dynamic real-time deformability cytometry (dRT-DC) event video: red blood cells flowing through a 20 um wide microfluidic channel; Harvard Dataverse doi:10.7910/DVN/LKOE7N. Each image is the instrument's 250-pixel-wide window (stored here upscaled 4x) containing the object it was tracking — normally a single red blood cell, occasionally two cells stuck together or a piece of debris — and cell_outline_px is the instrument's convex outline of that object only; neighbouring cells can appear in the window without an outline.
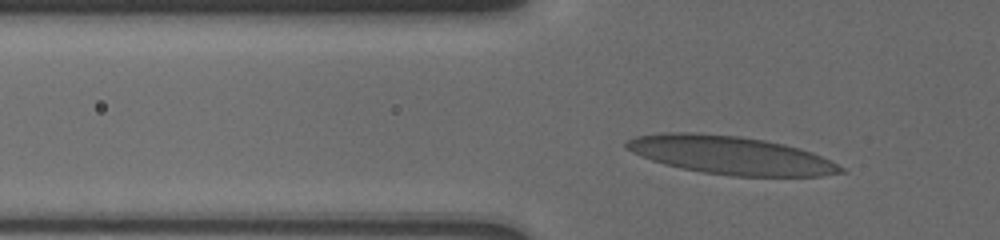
{"species": "human", "species_latin": "Homo sapiens", "temperature_condition": "cold", "stored_images_in_passage": 42, "camera_frame_rate_fps": 3000, "um_per_image_px": 0.085, "donor": {"sex": "male"}, "frame": {"image": 1, "passage_image": 23, "time_ms": 4.0, "image_size_px": [1000, 240], "cell_outline_px": [[848, 172], [820, 176], [732, 176], [704, 172], [680, 168], [664, 164], [640, 156], [632, 152], [624, 144], [628, 140], [636, 136], [664, 132], [692, 132], [740, 136], [764, 140], [784, 144], [800, 148], [812, 152], [844, 168]], "centroid_in_image_um": [62.09, 13.19], "position_along_channel_um": 63.7, "area_um2": 47.57}}
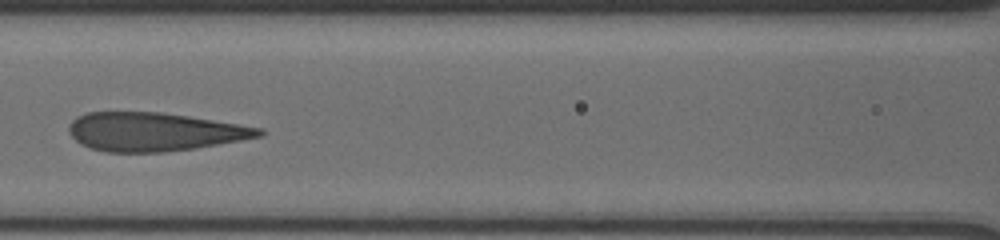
{"frame": {"image": 2, "passage_image": 33, "time_ms": 6.667, "image_size_px": [1000, 240], "cell_outline_px": [[264, 132], [260, 136], [240, 140], [196, 148], [164, 152], [104, 152], [88, 148], [80, 144], [68, 132], [68, 124], [76, 116], [88, 112], [160, 112], [188, 116], [264, 128]], "centroid_in_image_um": [13.05, 11.2], "position_along_channel_um": 153.5, "area_um2": 42.77}}
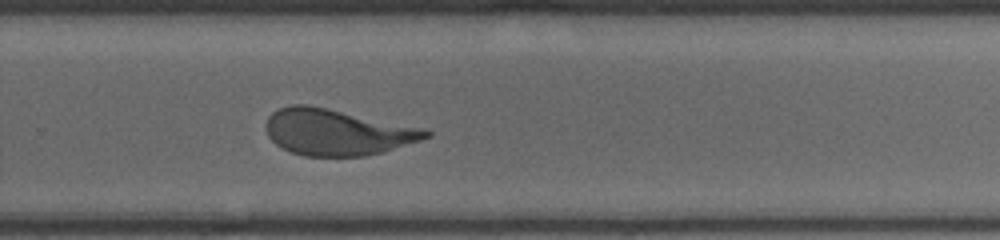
{"frame": {"image": 3, "passage_image": 42, "time_ms": 10.667, "image_size_px": [1000, 240], "cell_outline_px": [[432, 136], [420, 140], [380, 152], [364, 156], [304, 156], [280, 148], [268, 136], [264, 128], [264, 124], [268, 116], [272, 112], [280, 108], [292, 104], [308, 104], [416, 128], [432, 132]], "centroid_in_image_um": [28.51, 11.24], "position_along_channel_um": 301.3, "area_um2": 42.19}}